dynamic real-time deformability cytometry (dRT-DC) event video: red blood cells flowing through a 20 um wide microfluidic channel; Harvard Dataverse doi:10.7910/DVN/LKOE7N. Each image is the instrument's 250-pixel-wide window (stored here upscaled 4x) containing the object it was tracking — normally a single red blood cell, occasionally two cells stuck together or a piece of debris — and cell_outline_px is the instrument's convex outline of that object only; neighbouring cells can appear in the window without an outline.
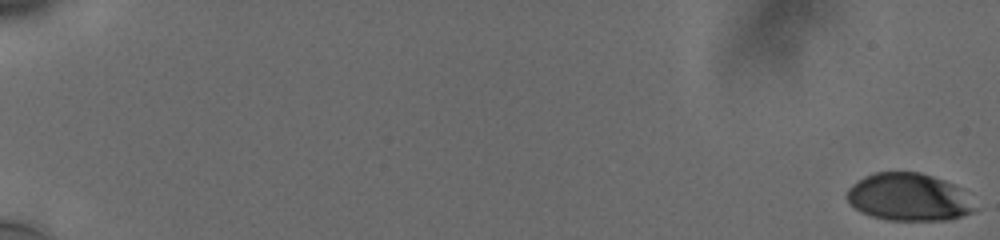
{"species": "human", "species_latin": "Homo sapiens", "temperature_condition": "cold", "stored_images_in_passage": 24, "camera_frame_rate_fps": 3000, "um_per_image_px": 0.085, "donor": {"sex": "male"}, "frame": {"image": 1, "passage_image": 1, "time_ms": 0.0, "image_size_px": [1000, 240], "cell_outline_px": [[976, 212], [948, 220], [888, 220], [872, 216], [860, 212], [848, 200], [848, 188], [852, 184], [864, 176], [876, 172], [920, 172], [944, 180], [964, 188], [976, 208]], "centroid_in_image_um": [77.3, 16.76], "position_along_channel_um": 7.7, "area_um2": 35.66}}
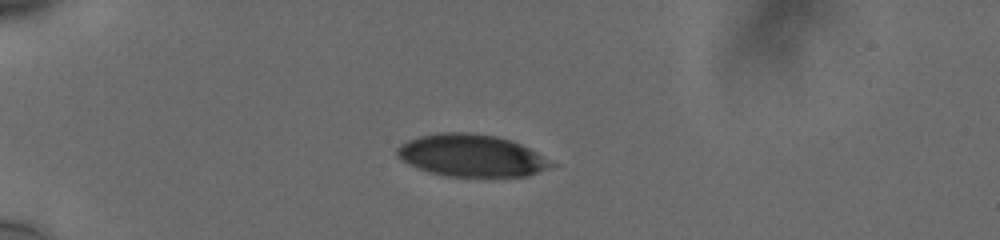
{"frame": {"image": 2, "passage_image": 15, "time_ms": 5.667, "image_size_px": [1000, 240], "cell_outline_px": [[556, 164], [552, 168], [528, 176], [444, 176], [428, 172], [416, 168], [408, 164], [396, 156], [396, 148], [400, 144], [408, 140], [420, 136], [440, 132], [464, 132], [496, 136], [520, 144], [536, 152]], "centroid_in_image_um": [40.04, 13.23], "position_along_channel_um": 45.0, "area_um2": 37.92}}
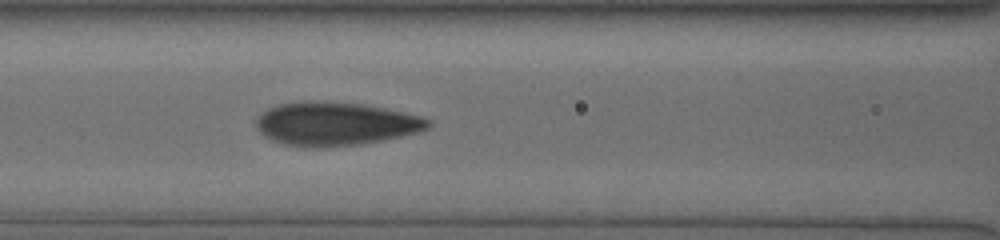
{"frame": {"image": 3, "passage_image": 24, "time_ms": 9.333, "image_size_px": [1000, 240], "cell_outline_px": [[432, 124], [428, 128], [420, 132], [360, 144], [324, 148], [304, 148], [284, 144], [272, 140], [264, 136], [256, 128], [256, 120], [268, 108], [280, 104], [312, 100], [324, 100], [364, 104], [404, 112], [420, 116], [432, 120]], "centroid_in_image_um": [28.52, 10.53], "position_along_channel_um": 138.1, "area_um2": 43.93}}